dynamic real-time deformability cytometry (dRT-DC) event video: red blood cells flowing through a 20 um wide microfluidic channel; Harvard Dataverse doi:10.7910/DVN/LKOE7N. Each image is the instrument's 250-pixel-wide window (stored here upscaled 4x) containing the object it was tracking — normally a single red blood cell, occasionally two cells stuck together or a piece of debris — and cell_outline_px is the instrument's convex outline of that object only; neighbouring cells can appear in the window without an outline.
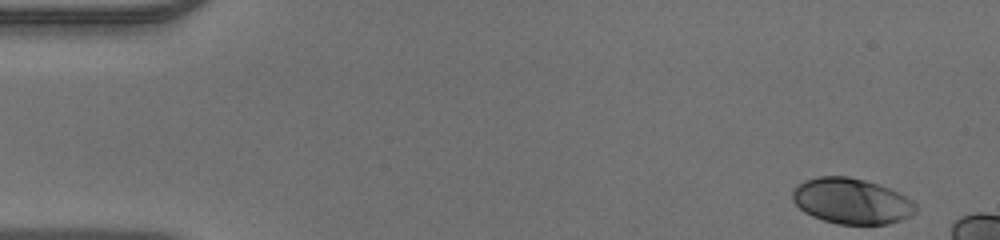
{"species": "human", "species_latin": "Homo sapiens", "temperature_condition": "warm", "stored_images_in_passage": 13, "camera_frame_rate_fps": 3000, "um_per_image_px": 0.085, "donor": {"sex": "male"}, "frame": {"image": 1, "passage_image": 1, "time_ms": 0.0, "image_size_px": [1000, 240], "cell_outline_px": [[916, 212], [900, 220], [888, 224], [836, 224], [812, 216], [804, 212], [792, 200], [792, 192], [796, 184], [804, 180], [820, 176], [848, 176], [864, 180], [888, 188], [912, 200], [916, 204]], "centroid_in_image_um": [72.34, 17.09], "position_along_channel_um": 12.7, "area_um2": 32.66}}